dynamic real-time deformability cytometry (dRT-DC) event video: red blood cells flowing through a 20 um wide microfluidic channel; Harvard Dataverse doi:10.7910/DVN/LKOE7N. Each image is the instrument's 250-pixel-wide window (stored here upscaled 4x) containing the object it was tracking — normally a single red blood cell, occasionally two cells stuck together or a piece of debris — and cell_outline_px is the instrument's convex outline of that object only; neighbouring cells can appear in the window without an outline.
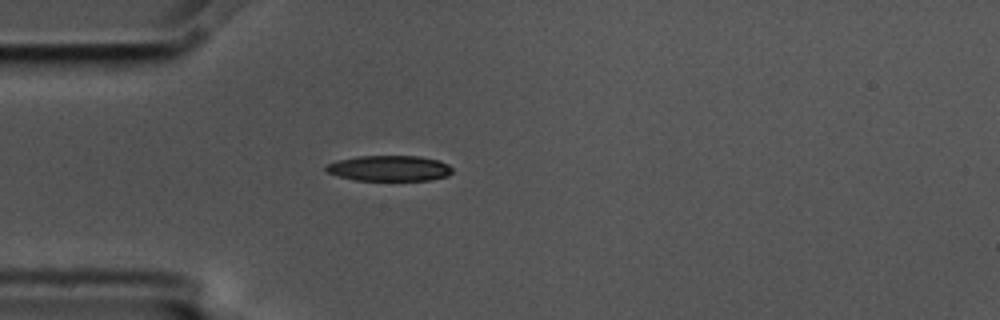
{"species": "common noctule bat (a hibernating species)", "species_latin": "Nyctalus noctula", "temperature_condition": "cold", "stored_images_in_passage": 3, "camera_frame_rate_fps": 3000, "um_per_image_px": 0.085, "animal": {"sex": "male", "body_mass_g": 17.5, "forearm_length_mm": 52.3}, "frame": {"image": 1, "passage_image": 3, "time_ms": 0.667, "image_size_px": [1000, 320], "cell_outline_px": [[452, 172], [448, 176], [432, 180], [356, 180], [340, 176], [328, 172], [324, 168], [328, 164], [336, 160], [360, 156], [420, 156], [440, 160], [448, 164], [452, 168]], "centroid_in_image_um": [33.14, 14.3], "position_along_channel_um": 51.9, "area_um2": 18.84}}